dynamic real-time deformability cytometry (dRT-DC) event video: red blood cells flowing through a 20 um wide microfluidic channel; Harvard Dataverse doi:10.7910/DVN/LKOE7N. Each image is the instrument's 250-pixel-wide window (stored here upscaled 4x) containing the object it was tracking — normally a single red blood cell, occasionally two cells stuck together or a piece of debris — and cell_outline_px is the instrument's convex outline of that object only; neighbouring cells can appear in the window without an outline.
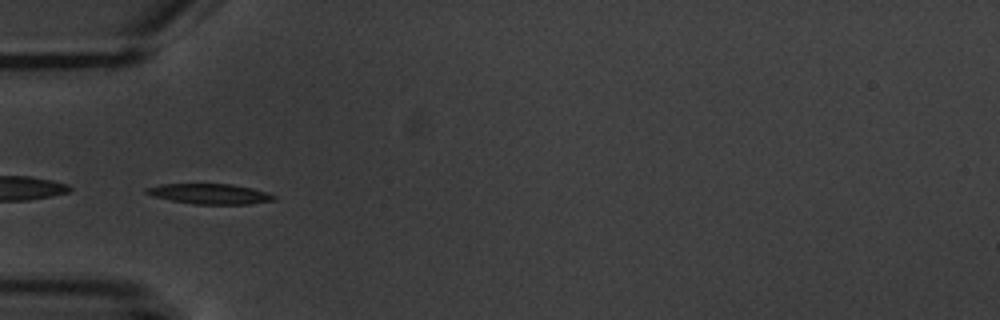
{"species": "common noctule bat (a hibernating species)", "species_latin": "Nyctalus noctula", "temperature_condition": "warm", "stored_images_in_passage": 6, "camera_frame_rate_fps": 3000, "um_per_image_px": 0.085, "animal": {"sex": "male", "body_mass_g": 20.1, "forearm_length_mm": 53.5}, "frame": {"image": 1, "passage_image": 2, "time_ms": 1.333, "image_size_px": [1000, 320], "cell_outline_px": [[276, 200], [248, 204], [196, 204], [172, 200], [152, 196], [144, 192], [144, 188], [160, 184], [232, 184], [252, 188], [268, 192], [276, 196]], "centroid_in_image_um": [17.84, 16.47], "position_along_channel_um": 67.2, "area_um2": 15.09}}